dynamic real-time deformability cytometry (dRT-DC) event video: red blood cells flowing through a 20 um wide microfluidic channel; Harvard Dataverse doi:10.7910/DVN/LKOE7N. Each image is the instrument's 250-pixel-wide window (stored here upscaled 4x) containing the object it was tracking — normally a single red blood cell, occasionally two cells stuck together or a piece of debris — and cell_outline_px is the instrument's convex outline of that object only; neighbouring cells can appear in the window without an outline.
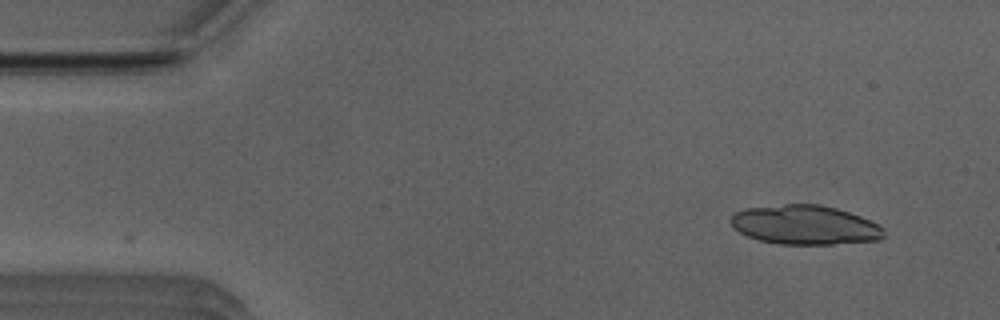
{"species": "Egyptian fruit bat (a non-hibernating species)", "species_latin": "Rousettus aegyptiacus", "temperature_condition": "room temperature", "stored_images_in_passage": 14, "camera_frame_rate_fps": 3000, "um_per_image_px": 0.085, "animal": {"sex": "male"}, "frame": {"image": 1, "passage_image": 1, "time_ms": 0.0, "image_size_px": [1000, 320], "cell_outline_px": [[884, 236], [880, 240], [832, 244], [776, 244], [760, 240], [748, 236], [732, 228], [728, 220], [736, 212], [744, 208], [784, 204], [820, 204], [836, 208], [860, 216], [884, 228]], "centroid_in_image_um": [68.38, 19.12], "position_along_channel_um": 16.6, "area_um2": 35.14}}